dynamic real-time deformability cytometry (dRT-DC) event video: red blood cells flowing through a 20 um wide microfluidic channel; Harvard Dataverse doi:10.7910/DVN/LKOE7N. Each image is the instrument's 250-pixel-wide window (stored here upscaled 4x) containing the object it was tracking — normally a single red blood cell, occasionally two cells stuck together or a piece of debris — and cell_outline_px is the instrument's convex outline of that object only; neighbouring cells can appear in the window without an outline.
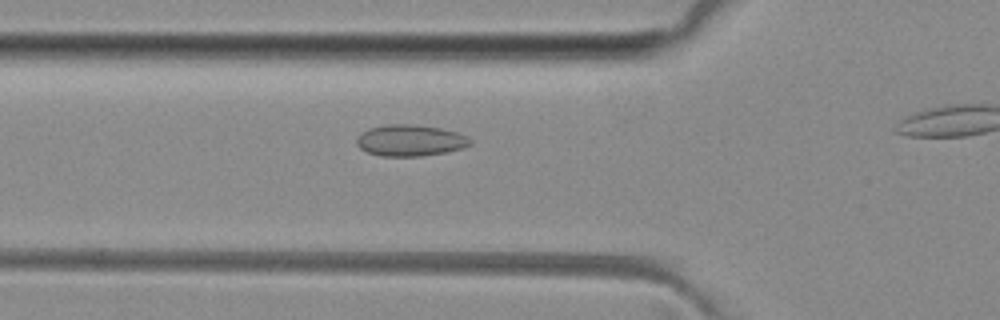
{"species": "common noctule bat (a hibernating species)", "species_latin": "Nyctalus noctula", "temperature_condition": "room temperature", "stored_images_in_passage": 33, "camera_frame_rate_fps": 3000, "um_per_image_px": 0.085, "animal": {"sex": "female", "body_mass_g": 29.2, "forearm_length_mm": 56.3}, "frame": {"image": 1, "passage_image": 10, "time_ms": 3.0, "image_size_px": [1000, 320], "cell_outline_px": [[472, 144], [464, 148], [444, 152], [420, 156], [380, 156], [368, 152], [360, 148], [356, 144], [356, 140], [360, 132], [368, 128], [388, 124], [412, 124], [440, 128], [456, 132], [468, 136], [472, 140]], "centroid_in_image_um": [34.86, 11.93], "position_along_channel_um": 90.9, "area_um2": 20.87}}
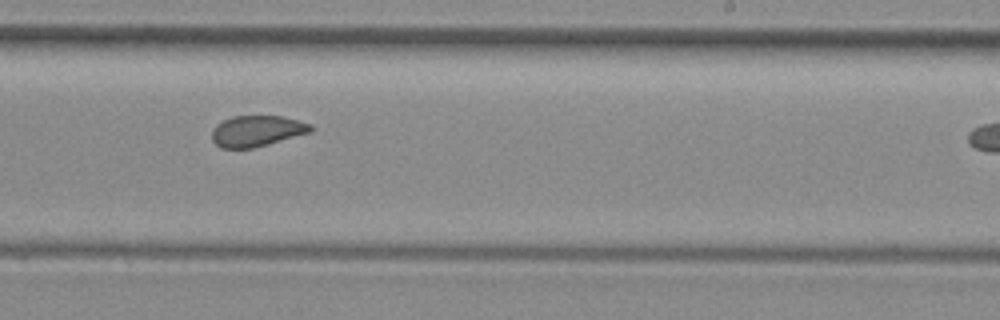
{"frame": {"image": 2, "passage_image": 23, "time_ms": 7.333, "image_size_px": [1000, 320], "cell_outline_px": [[312, 132], [268, 144], [252, 148], [220, 148], [212, 140], [212, 128], [216, 124], [232, 116], [280, 116], [312, 124]], "centroid_in_image_um": [21.81, 11.13], "position_along_channel_um": 267.2, "area_um2": 17.8}}
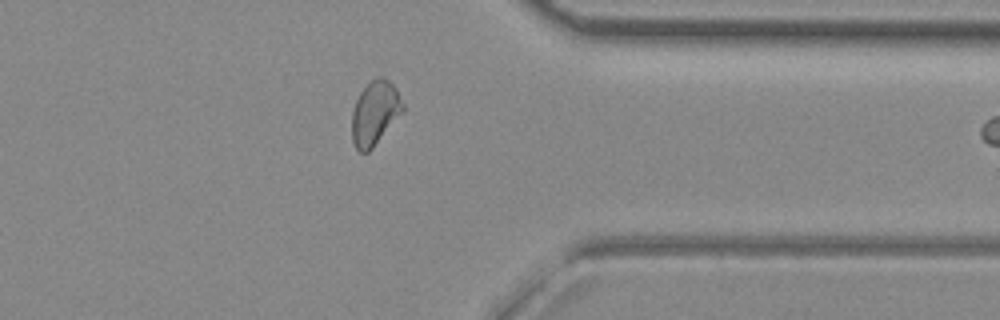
{"frame": {"image": 3, "passage_image": 32, "time_ms": 10.333, "image_size_px": [1000, 320], "cell_outline_px": [[404, 108], [372, 148], [368, 152], [360, 152], [356, 148], [352, 140], [352, 112], [356, 100], [360, 92], [372, 80], [380, 76], [384, 76], [396, 88], [404, 104]], "centroid_in_image_um": [31.85, 9.58], "position_along_channel_um": 379.6, "area_um2": 18.55}}